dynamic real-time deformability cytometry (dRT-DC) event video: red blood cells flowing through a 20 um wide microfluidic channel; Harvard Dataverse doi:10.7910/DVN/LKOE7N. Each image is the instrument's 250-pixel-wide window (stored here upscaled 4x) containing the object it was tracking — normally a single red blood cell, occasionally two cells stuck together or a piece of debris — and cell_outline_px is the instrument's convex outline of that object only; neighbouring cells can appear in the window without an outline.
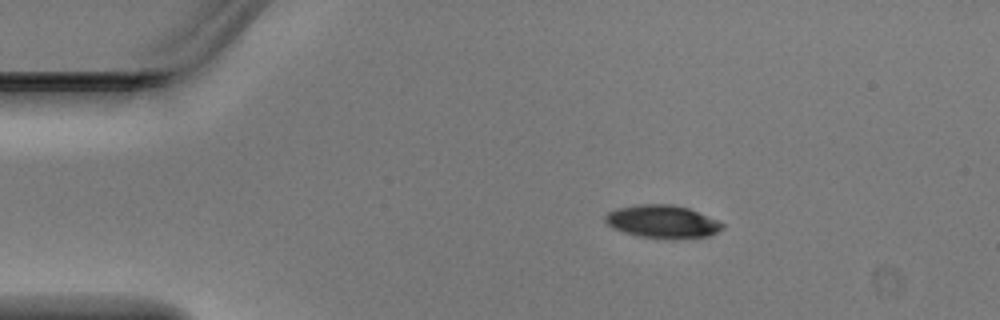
{"species": "Egyptian fruit bat (a non-hibernating species)", "species_latin": "Rousettus aegyptiacus", "temperature_condition": "warm", "stored_images_in_passage": 3, "camera_frame_rate_fps": 3000, "um_per_image_px": 0.085, "animal": {"sex": "male"}, "frame": {"image": 1, "passage_image": 1, "time_ms": 0.0, "image_size_px": [1000, 320], "cell_outline_px": [[724, 228], [708, 236], [672, 240], [640, 236], [624, 232], [612, 228], [604, 220], [604, 216], [608, 212], [616, 208], [636, 204], [672, 204], [688, 208], [716, 220], [724, 224]], "centroid_in_image_um": [56.28, 18.84], "position_along_channel_um": 28.7, "area_um2": 22.6}}
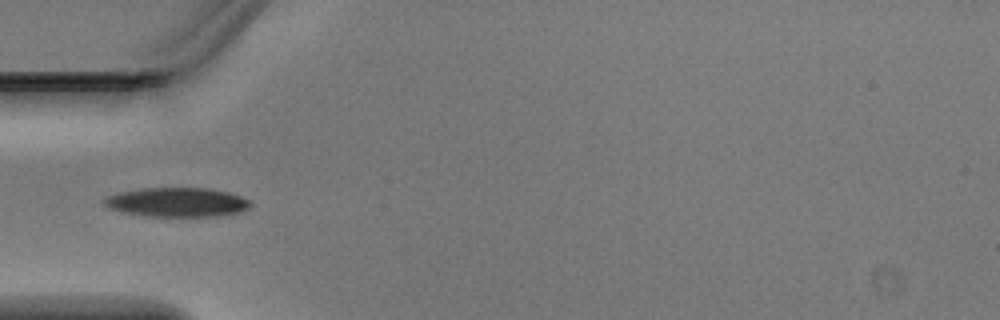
{"frame": {"image": 2, "passage_image": 3, "time_ms": 0.667, "image_size_px": [1000, 320], "cell_outline_px": [[252, 204], [248, 208], [240, 212], [220, 216], [144, 216], [124, 212], [108, 208], [100, 200], [104, 196], [116, 192], [140, 188], [208, 188], [228, 192], [240, 196], [248, 200]], "centroid_in_image_um": [14.98, 17.18], "position_along_channel_um": 70.0, "area_um2": 25.2}}